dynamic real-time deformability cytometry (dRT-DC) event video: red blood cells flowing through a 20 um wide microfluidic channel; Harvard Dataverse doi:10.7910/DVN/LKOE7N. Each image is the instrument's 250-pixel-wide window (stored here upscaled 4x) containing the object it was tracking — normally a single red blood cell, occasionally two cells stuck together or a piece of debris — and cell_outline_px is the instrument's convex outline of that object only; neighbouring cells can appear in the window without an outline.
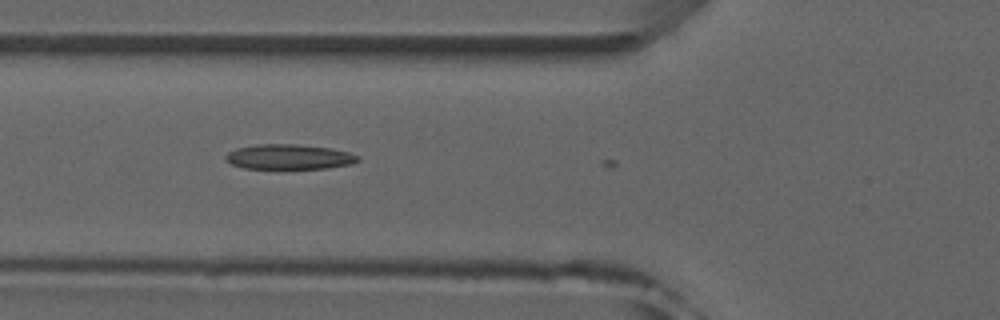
{"species": "common noctule bat (a hibernating species)", "species_latin": "Nyctalus noctula", "temperature_condition": "room temperature", "stored_images_in_passage": 8, "camera_frame_rate_fps": 3000, "um_per_image_px": 0.085, "animal": {"sex": "male", "forearm_length_mm": 52.5}, "frame": {"image": 1, "passage_image": 6, "time_ms": 5.667, "image_size_px": [1000, 320], "cell_outline_px": [[360, 160], [352, 164], [324, 168], [244, 168], [232, 164], [224, 160], [224, 156], [228, 152], [236, 148], [256, 144], [296, 144], [328, 148], [348, 152], [360, 156]], "centroid_in_image_um": [24.54, 13.32], "position_along_channel_um": 101.3, "area_um2": 19.19}}
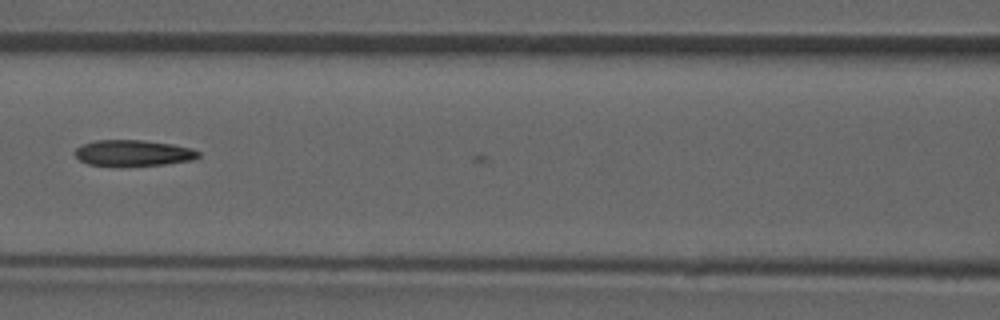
{"frame": {"image": 2, "passage_image": 7, "time_ms": 7.0, "image_size_px": [1000, 320], "cell_outline_px": [[200, 156], [192, 160], [164, 164], [88, 164], [80, 160], [76, 156], [76, 148], [84, 144], [96, 140], [144, 140], [172, 144], [192, 148], [200, 152]], "centroid_in_image_um": [11.38, 12.97], "position_along_channel_um": 155.2, "area_um2": 18.09}}